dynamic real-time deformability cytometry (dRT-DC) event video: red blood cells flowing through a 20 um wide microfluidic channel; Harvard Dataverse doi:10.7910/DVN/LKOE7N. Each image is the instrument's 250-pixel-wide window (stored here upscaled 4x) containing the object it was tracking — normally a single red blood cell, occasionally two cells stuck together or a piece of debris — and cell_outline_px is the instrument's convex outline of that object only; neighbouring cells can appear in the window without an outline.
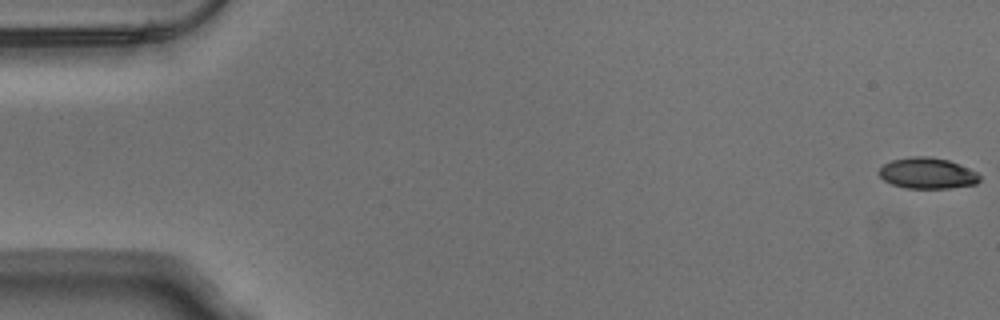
{"species": "Egyptian fruit bat (a non-hibernating species)", "species_latin": "Rousettus aegyptiacus", "temperature_condition": "warm", "stored_images_in_passage": 53, "camera_frame_rate_fps": 3000, "um_per_image_px": 0.085, "animal": {"sex": "male"}, "frame": {"image": 1, "passage_image": 1, "time_ms": 0.0, "image_size_px": [1000, 320], "cell_outline_px": [[980, 180], [976, 184], [948, 188], [904, 188], [892, 184], [884, 180], [880, 176], [880, 168], [884, 164], [892, 160], [912, 156], [932, 156], [948, 160], [960, 164], [976, 172], [980, 176]], "centroid_in_image_um": [78.84, 14.72], "position_along_channel_um": 6.2, "area_um2": 18.15}}
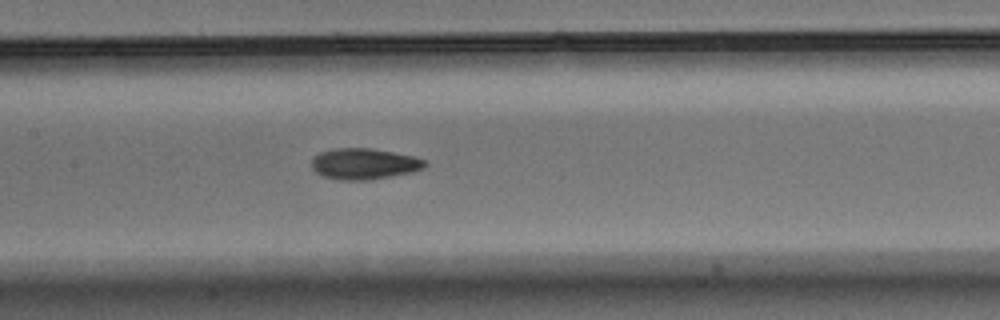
{"frame": {"image": 2, "passage_image": 26, "time_ms": 8.333, "image_size_px": [1000, 320], "cell_outline_px": [[428, 164], [424, 168], [412, 172], [368, 180], [340, 180], [324, 176], [316, 172], [312, 168], [312, 156], [320, 152], [332, 148], [372, 148], [416, 156], [424, 160]], "centroid_in_image_um": [30.95, 13.91], "position_along_channel_um": 176.4, "area_um2": 20.63}}
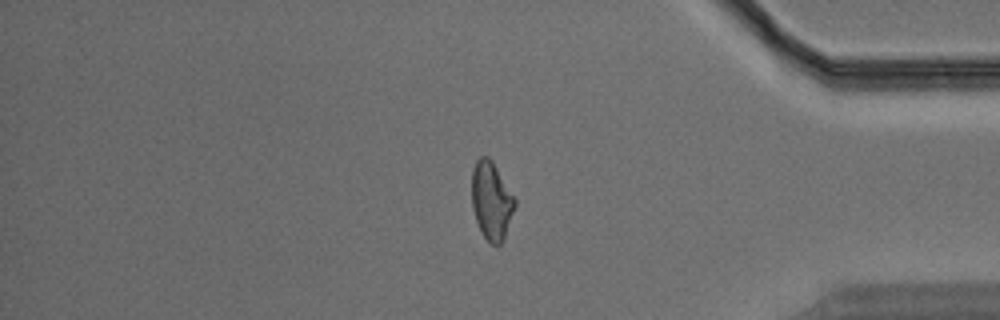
{"frame": {"image": 3, "passage_image": 45, "time_ms": 14.667, "image_size_px": [1000, 320], "cell_outline_px": [[516, 204], [504, 240], [496, 248], [480, 232], [472, 208], [472, 168], [476, 160], [480, 156], [488, 156], [492, 160], [516, 200]], "centroid_in_image_um": [41.76, 17.07], "position_along_channel_um": 393.4, "area_um2": 19.71}, "authors_computed_cell_mechanics": {"area_um2": 19.5942, "velocity_mm_per_s": 3.8295, "shape_relaxation_time_tau1_ms": 6.4317, "shape_relaxation_time_tau2_ms": 2.7866, "deformation_change_tau1": 0.1773, "deformation_change_tau2": 0.0893}}